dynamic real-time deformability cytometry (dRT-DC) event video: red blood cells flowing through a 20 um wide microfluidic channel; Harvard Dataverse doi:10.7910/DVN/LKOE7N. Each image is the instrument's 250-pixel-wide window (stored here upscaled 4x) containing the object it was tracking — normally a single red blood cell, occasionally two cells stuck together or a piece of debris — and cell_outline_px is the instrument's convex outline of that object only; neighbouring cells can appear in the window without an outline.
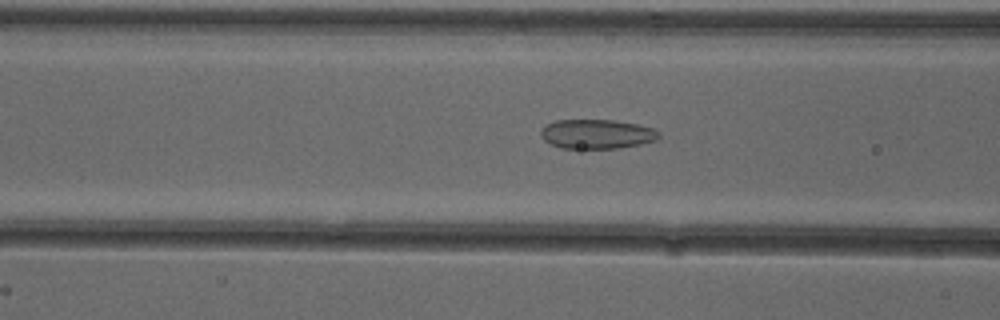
{"species": "common noctule bat (a hibernating species)", "species_latin": "Nyctalus noctula", "temperature_condition": "cold", "stored_images_in_passage": 53, "camera_frame_rate_fps": 3000, "um_per_image_px": 0.085, "animal": {"sex": "female"}, "frame": {"image": 1, "passage_image": 21, "time_ms": 6.667, "image_size_px": [1000, 320], "cell_outline_px": [[660, 136], [656, 140], [640, 144], [616, 148], [560, 148], [544, 140], [540, 132], [548, 124], [556, 120], [612, 120], [636, 124], [652, 128], [660, 132]], "centroid_in_image_um": [50.75, 11.39], "position_along_channel_um": 115.9, "area_um2": 19.94}}
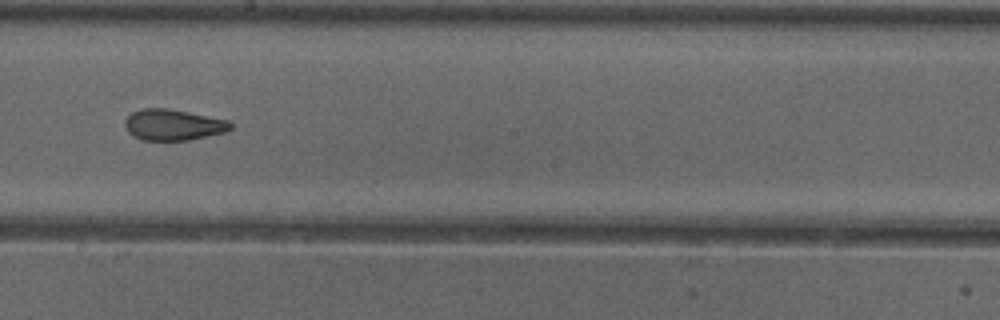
{"frame": {"image": 2, "passage_image": 30, "time_ms": 9.667, "image_size_px": [1000, 320], "cell_outline_px": [[232, 128], [224, 132], [188, 140], [144, 140], [132, 136], [128, 132], [124, 124], [124, 120], [132, 112], [144, 108], [168, 108], [228, 120], [232, 124]], "centroid_in_image_um": [14.69, 10.6], "position_along_channel_um": 233.5, "area_um2": 19.02}}
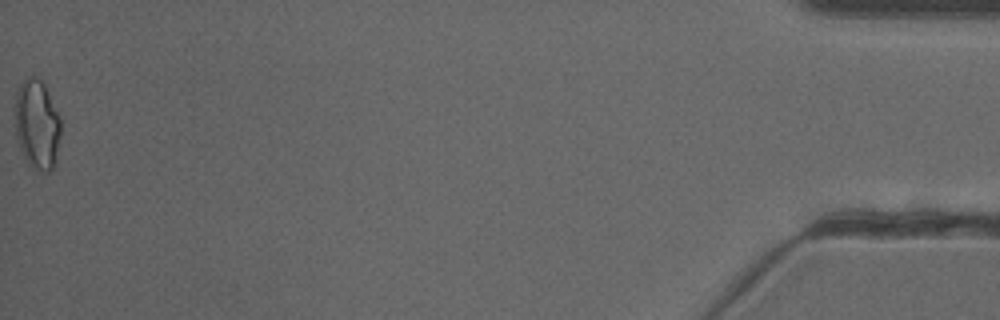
{"frame": {"image": 3, "passage_image": 53, "time_ms": 17.333, "image_size_px": [1000, 320], "cell_outline_px": [[60, 136], [56, 164], [52, 172], [40, 172], [28, 164], [16, 140], [16, 92], [20, 84], [24, 80], [32, 76], [44, 80], [60, 116]], "centroid_in_image_um": [3.18, 10.6], "position_along_channel_um": 432.0, "area_um2": 24.33}, "authors_computed_cell_mechanics": {"area_um2": 20.4034, "velocity_mm_per_s": 3.9159, "shape_relaxation_time_tau1_ms": null, "shape_relaxation_time_tau2_ms": 2.2328, "deformation_change_tau1": null, "deformation_change_tau2": 0.0938}}